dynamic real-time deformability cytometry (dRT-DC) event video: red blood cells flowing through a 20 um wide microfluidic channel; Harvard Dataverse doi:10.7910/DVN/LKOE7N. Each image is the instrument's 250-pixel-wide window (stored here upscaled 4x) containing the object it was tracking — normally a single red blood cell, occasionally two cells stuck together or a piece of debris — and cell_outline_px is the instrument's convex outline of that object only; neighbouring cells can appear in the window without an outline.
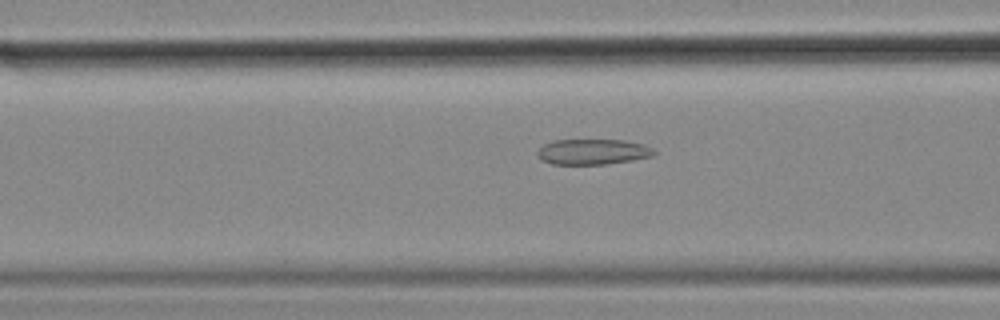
{"species": "common noctule bat (a hibernating species)", "species_latin": "Nyctalus noctula", "temperature_condition": "cold", "stored_images_in_passage": 57, "camera_frame_rate_fps": 3000, "um_per_image_px": 0.085, "animal": {"sex": "female", "body_mass_g": 18.4}, "frame": {"image": 1, "passage_image": 22, "time_ms": 7.0, "image_size_px": [1000, 320], "cell_outline_px": [[656, 152], [652, 156], [632, 160], [604, 164], [552, 164], [540, 160], [536, 156], [536, 152], [544, 144], [552, 140], [624, 140], [644, 144], [652, 148]], "centroid_in_image_um": [50.35, 12.9], "position_along_channel_um": 116.3, "area_um2": 17.4}}
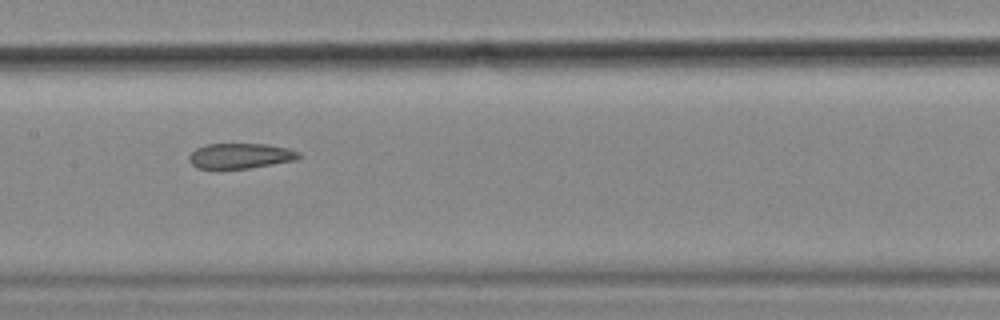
{"frame": {"image": 2, "passage_image": 28, "time_ms": 9.0, "image_size_px": [1000, 320], "cell_outline_px": [[300, 156], [296, 160], [248, 168], [196, 168], [188, 160], [188, 156], [196, 148], [208, 144], [264, 144], [288, 148], [300, 152]], "centroid_in_image_um": [20.42, 13.24], "position_along_channel_um": 187.0, "area_um2": 16.01}}
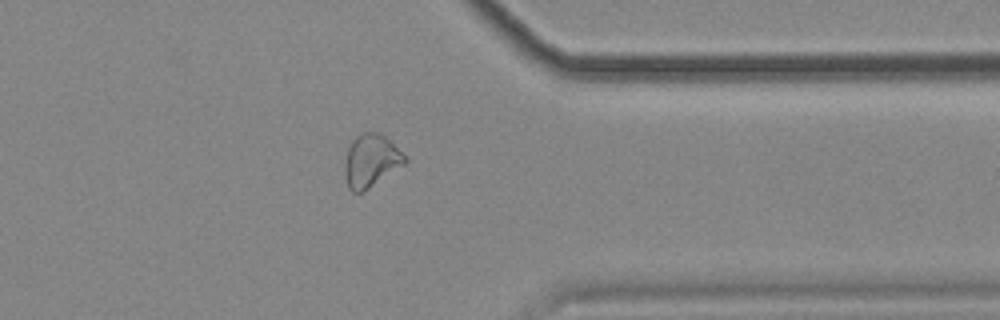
{"frame": {"image": 3, "passage_image": 45, "time_ms": 14.667, "image_size_px": [1000, 320], "cell_outline_px": [[408, 160], [404, 164], [364, 192], [352, 192], [348, 188], [344, 172], [344, 164], [348, 148], [352, 140], [360, 132], [376, 132], [384, 136]], "centroid_in_image_um": [31.48, 13.68], "position_along_channel_um": 379.9, "area_um2": 18.26}, "authors_computed_cell_mechanics": {"area_um2": 19.5364, "velocity_mm_per_s": 3.5412, "shape_relaxation_time_tau1_ms": null, "shape_relaxation_time_tau2_ms": 4.7338, "deformation_change_tau1": null, "deformation_change_tau2": 0.1119}}